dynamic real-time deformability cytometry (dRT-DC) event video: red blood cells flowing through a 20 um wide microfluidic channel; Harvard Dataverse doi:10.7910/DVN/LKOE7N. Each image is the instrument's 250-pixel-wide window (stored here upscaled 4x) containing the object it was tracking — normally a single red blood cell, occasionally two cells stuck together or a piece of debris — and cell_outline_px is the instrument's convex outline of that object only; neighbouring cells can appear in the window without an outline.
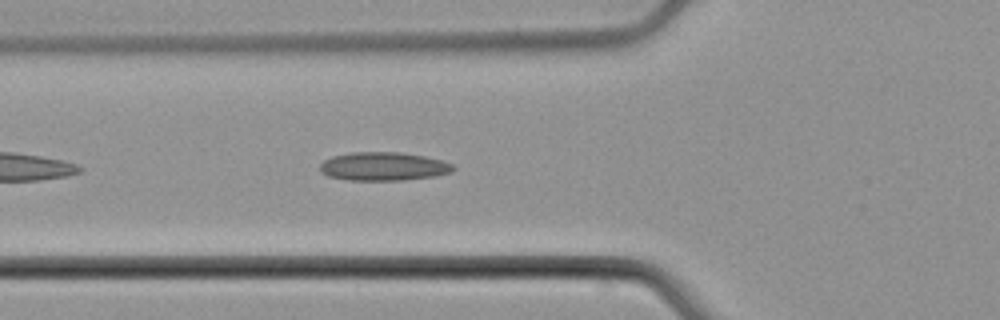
{"species": "common noctule bat (a hibernating species)", "species_latin": "Nyctalus noctula", "temperature_condition": "cold", "stored_images_in_passage": 5, "camera_frame_rate_fps": 3000, "um_per_image_px": 0.085, "animal": {"sex": "male", "body_mass_g": 21.5, "forearm_length_mm": 52.0}, "frame": {"image": 1, "passage_image": 5, "time_ms": 4.667, "image_size_px": [1000, 320], "cell_outline_px": [[456, 168], [452, 172], [436, 176], [404, 180], [348, 180], [328, 176], [320, 172], [320, 164], [324, 160], [332, 156], [352, 152], [400, 152], [424, 156], [440, 160], [452, 164]], "centroid_in_image_um": [32.59, 14.14], "position_along_channel_um": 93.2, "area_um2": 22.2}}